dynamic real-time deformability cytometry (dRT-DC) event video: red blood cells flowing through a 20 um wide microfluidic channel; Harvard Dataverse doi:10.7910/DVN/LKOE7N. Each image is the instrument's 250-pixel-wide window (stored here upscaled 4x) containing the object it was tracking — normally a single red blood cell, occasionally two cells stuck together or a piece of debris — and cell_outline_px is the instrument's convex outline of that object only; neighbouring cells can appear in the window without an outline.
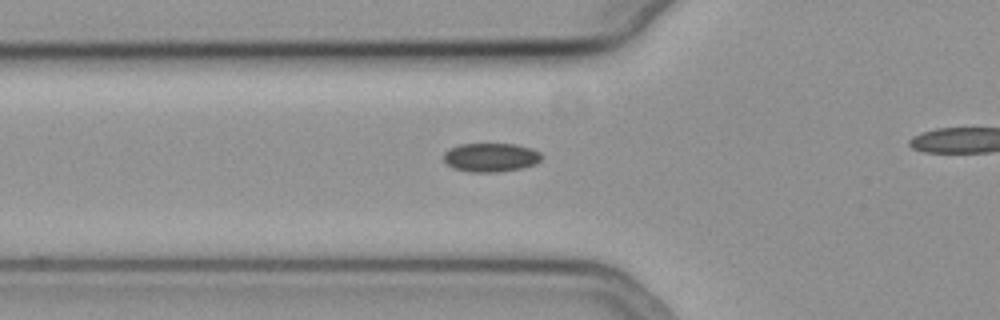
{"species": "common noctule bat (a hibernating species)", "species_latin": "Nyctalus noctula", "temperature_condition": "cold", "stored_images_in_passage": 30, "camera_frame_rate_fps": 3000, "um_per_image_px": 0.085, "animal": {"sex": "female", "body_mass_g": 19.3, "forearm_length_mm": 54.1}, "frame": {"image": 1, "passage_image": 2, "time_ms": 0.333, "image_size_px": [1000, 320], "cell_outline_px": [[544, 156], [536, 164], [520, 168], [496, 172], [468, 172], [452, 168], [444, 160], [444, 152], [460, 144], [516, 144], [532, 148], [540, 152]], "centroid_in_image_um": [41.74, 13.38], "position_along_channel_um": 84.1, "area_um2": 16.47}}
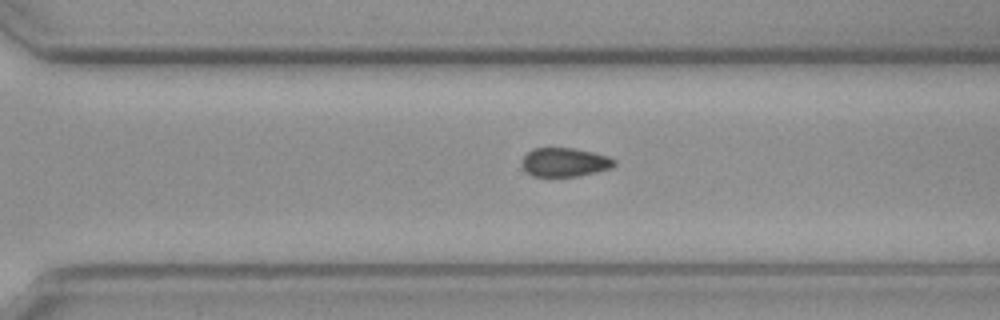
{"frame": {"image": 2, "passage_image": 21, "time_ms": 6.667, "image_size_px": [1000, 320], "cell_outline_px": [[616, 164], [612, 168], [580, 176], [532, 176], [520, 164], [520, 160], [532, 148], [572, 148], [592, 152], [608, 156], [616, 160]], "centroid_in_image_um": [48.0, 13.79], "position_along_channel_um": 322.6, "area_um2": 15.61}}
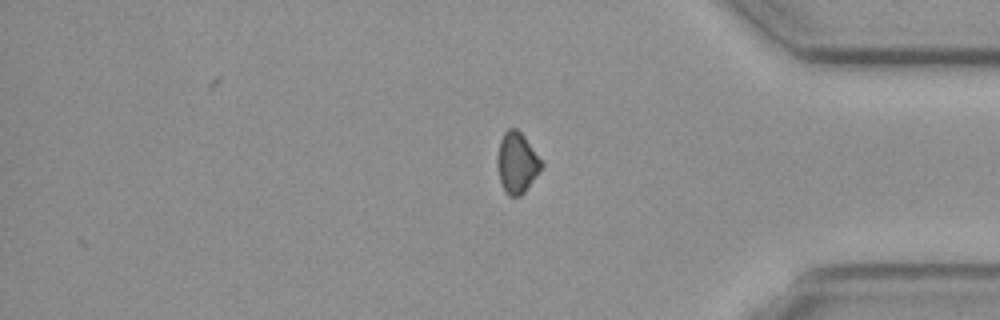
{"frame": {"image": 3, "passage_image": 28, "time_ms": 9.0, "image_size_px": [1000, 320], "cell_outline_px": [[544, 164], [540, 172], [524, 192], [520, 196], [508, 196], [500, 180], [496, 164], [496, 160], [500, 140], [504, 132], [508, 128], [516, 128], [524, 136]], "centroid_in_image_um": [43.93, 13.83], "position_along_channel_um": 391.3, "area_um2": 15.61}}